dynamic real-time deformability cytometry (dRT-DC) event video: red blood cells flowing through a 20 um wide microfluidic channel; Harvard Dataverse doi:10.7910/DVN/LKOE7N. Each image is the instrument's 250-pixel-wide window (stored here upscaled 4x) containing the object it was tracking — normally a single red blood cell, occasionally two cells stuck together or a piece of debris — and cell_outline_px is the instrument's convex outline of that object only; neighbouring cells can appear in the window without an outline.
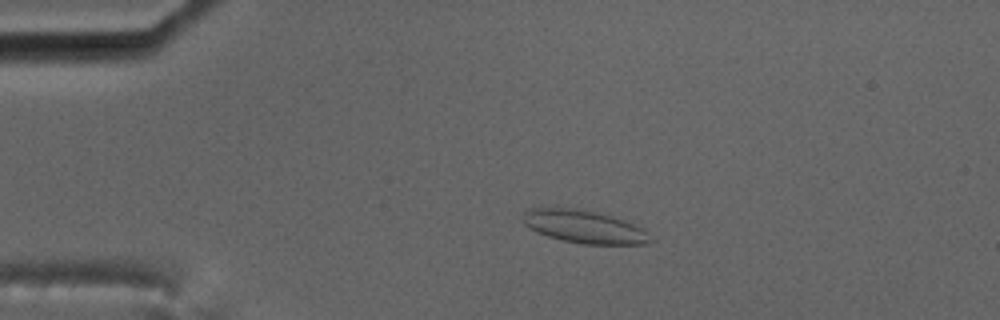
{"species": "common noctule bat (a hibernating species)", "species_latin": "Nyctalus noctula", "temperature_condition": "cold", "stored_images_in_passage": 5, "camera_frame_rate_fps": 3000, "um_per_image_px": 0.085, "animal": {"sex": "male", "body_mass_g": 17.5, "forearm_length_mm": 52.3}, "frame": {"image": 1, "passage_image": 3, "time_ms": 2.333, "image_size_px": [1000, 320], "cell_outline_px": [[656, 240], [648, 244], [584, 244], [564, 240], [548, 236], [536, 232], [524, 224], [524, 208], [580, 208], [632, 220], [644, 228]], "centroid_in_image_um": [49.77, 19.26], "position_along_channel_um": 35.2, "area_um2": 25.09}}